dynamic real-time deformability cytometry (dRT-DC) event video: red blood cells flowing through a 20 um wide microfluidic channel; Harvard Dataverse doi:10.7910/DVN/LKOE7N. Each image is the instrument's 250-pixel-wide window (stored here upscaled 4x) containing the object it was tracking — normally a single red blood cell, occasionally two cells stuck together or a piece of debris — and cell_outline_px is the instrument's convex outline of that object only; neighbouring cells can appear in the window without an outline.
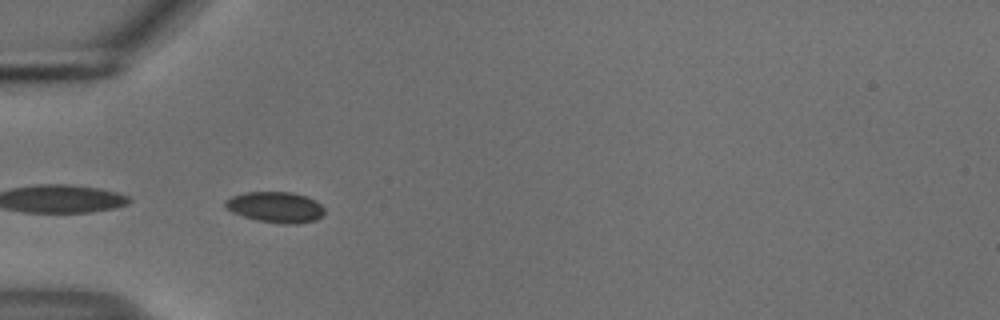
{"species": "common noctule bat (a hibernating species)", "species_latin": "Nyctalus noctula", "temperature_condition": "cold", "stored_images_in_passage": 16, "camera_frame_rate_fps": 3000, "um_per_image_px": 0.085, "animal": {"sex": "male", "body_mass_g": 18.8}, "frame": {"image": 1, "passage_image": 1, "time_ms": 0.0, "image_size_px": [1000, 320], "cell_outline_px": [[324, 212], [316, 220], [296, 224], [288, 224], [256, 220], [232, 212], [224, 204], [224, 200], [232, 196], [244, 192], [292, 192], [308, 196], [316, 200], [324, 208]], "centroid_in_image_um": [23.43, 17.59], "position_along_channel_um": 61.6, "area_um2": 17.8}}